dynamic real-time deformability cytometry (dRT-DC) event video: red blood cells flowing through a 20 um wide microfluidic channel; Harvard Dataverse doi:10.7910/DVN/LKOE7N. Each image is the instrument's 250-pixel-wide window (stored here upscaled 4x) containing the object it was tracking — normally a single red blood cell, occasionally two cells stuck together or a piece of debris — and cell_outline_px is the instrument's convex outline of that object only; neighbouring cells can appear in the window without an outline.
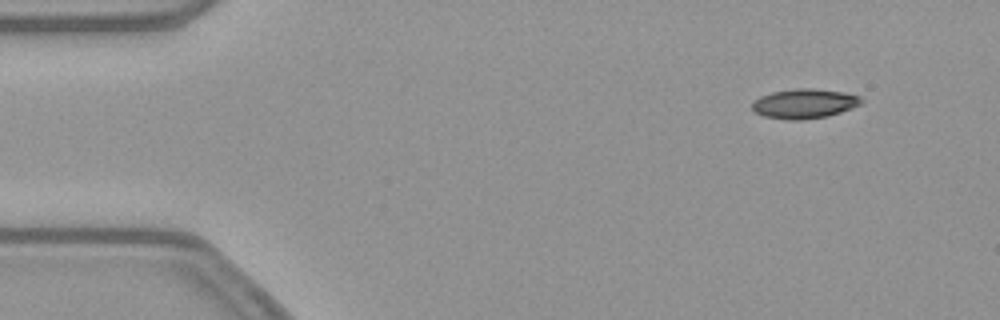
{"species": "common noctule bat (a hibernating species)", "species_latin": "Nyctalus noctula", "temperature_condition": "warm", "stored_images_in_passage": 53, "camera_frame_rate_fps": 3000, "um_per_image_px": 0.085, "animal": {"sex": "female", "body_mass_g": 21.9}, "frame": {"image": 1, "passage_image": 5, "time_ms": 1.333, "image_size_px": [1000, 320], "cell_outline_px": [[864, 100], [860, 104], [852, 108], [828, 116], [800, 120], [788, 120], [764, 116], [756, 112], [752, 108], [752, 104], [760, 96], [772, 92], [796, 88], [812, 88], [844, 92], [860, 96]], "centroid_in_image_um": [68.39, 8.8], "position_along_channel_um": 16.6, "area_um2": 18.79}}
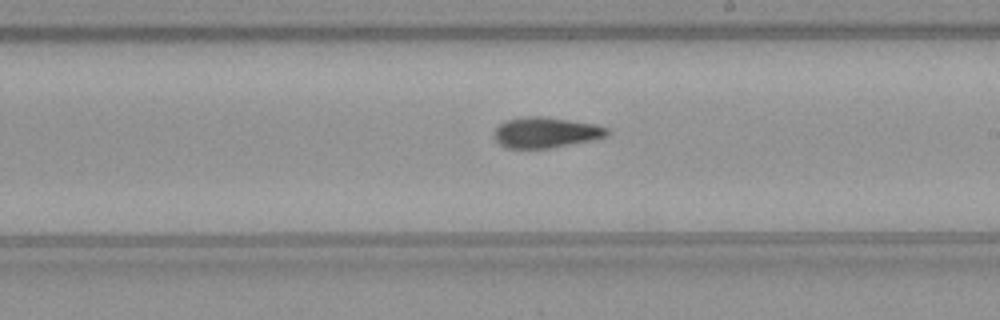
{"frame": {"image": 2, "passage_image": 30, "time_ms": 9.667, "image_size_px": [1000, 320], "cell_outline_px": [[608, 136], [596, 140], [548, 148], [508, 148], [500, 144], [496, 140], [496, 128], [504, 120], [524, 116], [544, 116], [596, 124], [608, 128]], "centroid_in_image_um": [46.44, 11.25], "position_along_channel_um": 242.6, "area_um2": 20.23}}
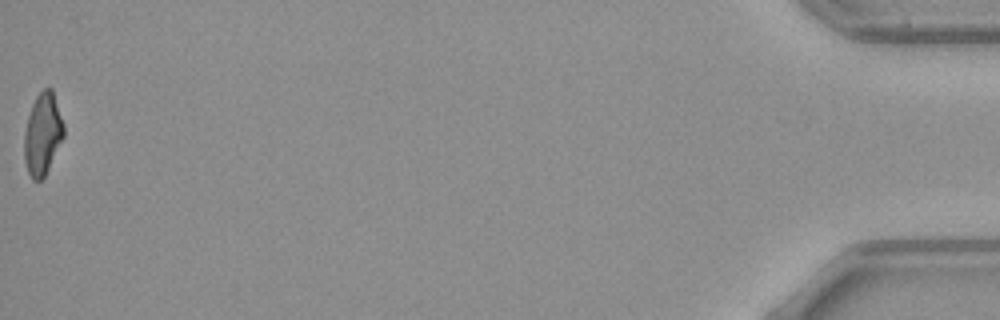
{"frame": {"image": 3, "passage_image": 53, "time_ms": 17.333, "image_size_px": [1000, 320], "cell_outline_px": [[64, 136], [44, 176], [40, 180], [32, 180], [28, 172], [24, 160], [24, 132], [28, 116], [32, 104], [36, 96], [44, 88], [52, 88], [64, 124]], "centroid_in_image_um": [3.62, 11.37], "position_along_channel_um": 431.6, "area_um2": 18.73}, "authors_computed_cell_mechanics": {"area_um2": 19.4786, "velocity_mm_per_s": 3.8857, "shape_relaxation_time_tau1_ms": null, "shape_relaxation_time_tau2_ms": 4.1204, "deformation_change_tau1": null, "deformation_change_tau2": 0.1305}}